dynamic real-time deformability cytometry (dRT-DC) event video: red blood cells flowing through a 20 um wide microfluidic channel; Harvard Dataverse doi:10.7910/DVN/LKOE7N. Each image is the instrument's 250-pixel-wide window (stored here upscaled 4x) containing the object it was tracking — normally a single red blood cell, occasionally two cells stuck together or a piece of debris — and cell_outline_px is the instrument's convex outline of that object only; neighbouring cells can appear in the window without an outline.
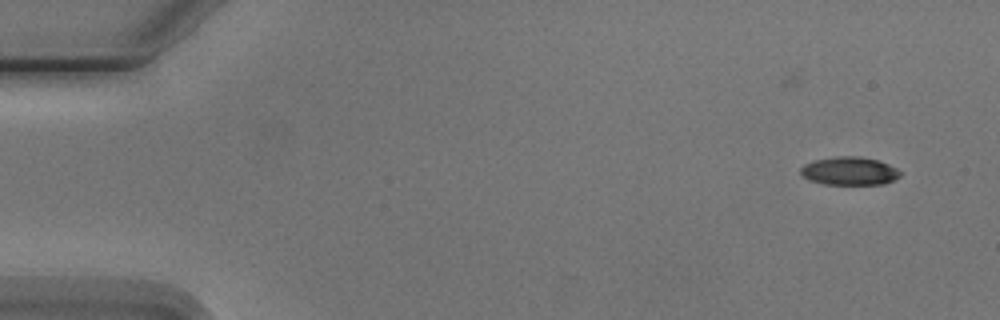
{"species": "Egyptian fruit bat (a non-hibernating species)", "species_latin": "Rousettus aegyptiacus", "temperature_condition": "cold", "stored_images_in_passage": 10, "camera_frame_rate_fps": 3000, "um_per_image_px": 0.085, "animal": {"sex": "male"}, "frame": {"image": 1, "passage_image": 3, "time_ms": 2.333, "image_size_px": [1000, 320], "cell_outline_px": [[900, 176], [884, 184], [824, 184], [808, 180], [800, 172], [800, 168], [804, 164], [812, 160], [836, 156], [860, 156], [876, 160], [888, 164], [896, 168], [900, 172]], "centroid_in_image_um": [72.16, 14.53], "position_along_channel_um": 12.8, "area_um2": 16.36}}
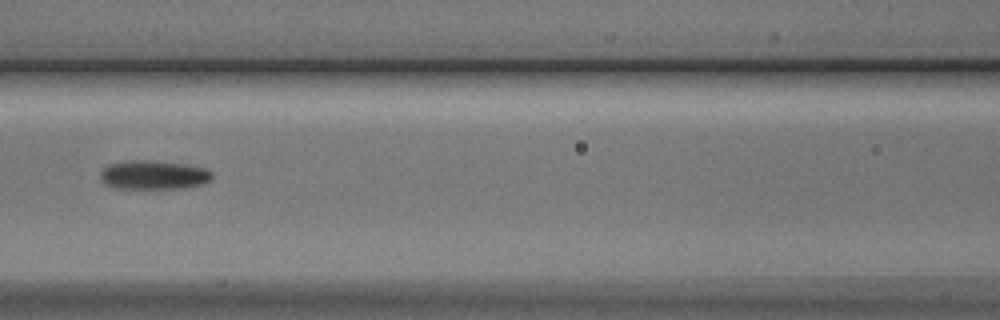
{"frame": {"image": 2, "passage_image": 9, "time_ms": 9.333, "image_size_px": [1000, 320], "cell_outline_px": [[212, 180], [204, 184], [184, 188], [116, 188], [104, 184], [100, 180], [100, 172], [108, 164], [132, 160], [144, 160], [184, 164], [204, 168], [212, 172]], "centroid_in_image_um": [13.05, 14.88], "position_along_channel_um": 153.6, "area_um2": 18.84}}
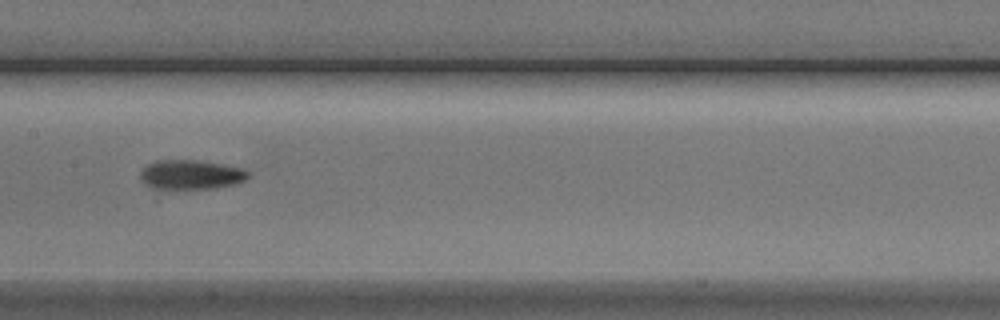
{"frame": {"image": 3, "passage_image": 10, "time_ms": 10.333, "image_size_px": [1000, 320], "cell_outline_px": [[248, 176], [244, 180], [236, 184], [212, 188], [168, 192], [152, 188], [140, 180], [140, 172], [148, 164], [156, 160], [196, 160], [224, 164], [244, 168], [248, 172]], "centroid_in_image_um": [16.18, 14.89], "position_along_channel_um": 191.2, "area_um2": 19.25}}